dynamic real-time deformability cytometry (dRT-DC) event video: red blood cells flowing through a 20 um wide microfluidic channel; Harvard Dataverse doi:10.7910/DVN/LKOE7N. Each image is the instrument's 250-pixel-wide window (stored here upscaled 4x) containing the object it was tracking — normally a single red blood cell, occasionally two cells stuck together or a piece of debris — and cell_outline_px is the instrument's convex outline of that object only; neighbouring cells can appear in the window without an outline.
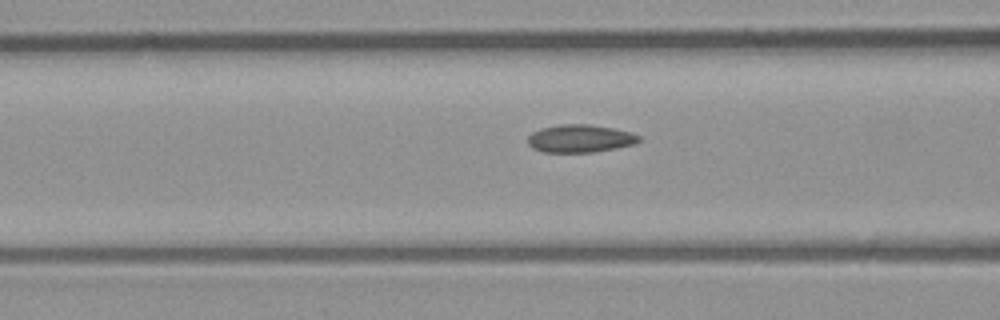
{"species": "common noctule bat (a hibernating species)", "species_latin": "Nyctalus noctula", "temperature_condition": "room temperature", "stored_images_in_passage": 30, "camera_frame_rate_fps": 3000, "um_per_image_px": 0.085, "animal": {"sex": "male", "body_mass_g": 23.1, "forearm_length_mm": 52.7}, "frame": {"image": 1, "passage_image": 10, "time_ms": 3.0, "image_size_px": [1000, 320], "cell_outline_px": [[640, 140], [632, 144], [616, 148], [592, 152], [544, 152], [532, 148], [528, 144], [528, 136], [532, 132], [540, 128], [560, 124], [588, 124], [612, 128], [632, 132], [640, 136]], "centroid_in_image_um": [49.28, 11.77], "position_along_channel_um": 117.3, "area_um2": 17.98}}
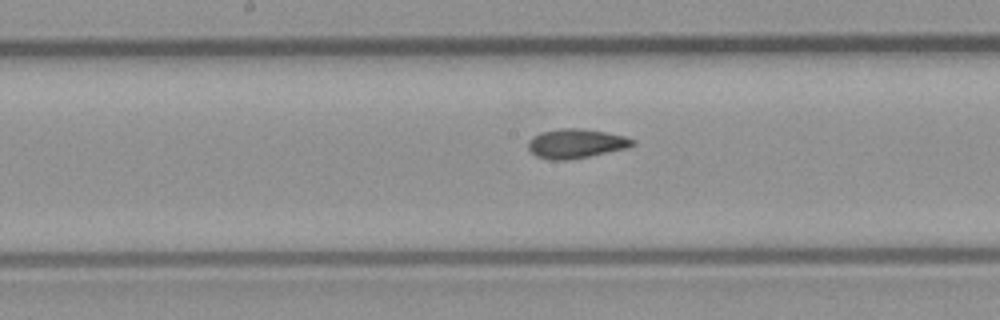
{"frame": {"image": 2, "passage_image": 16, "time_ms": 5.0, "image_size_px": [1000, 320], "cell_outline_px": [[636, 144], [628, 148], [568, 160], [548, 160], [536, 156], [528, 148], [528, 140], [532, 136], [540, 132], [560, 128], [580, 128], [604, 132], [624, 136], [636, 140]], "centroid_in_image_um": [48.94, 12.2], "position_along_channel_um": 199.3, "area_um2": 17.92}}
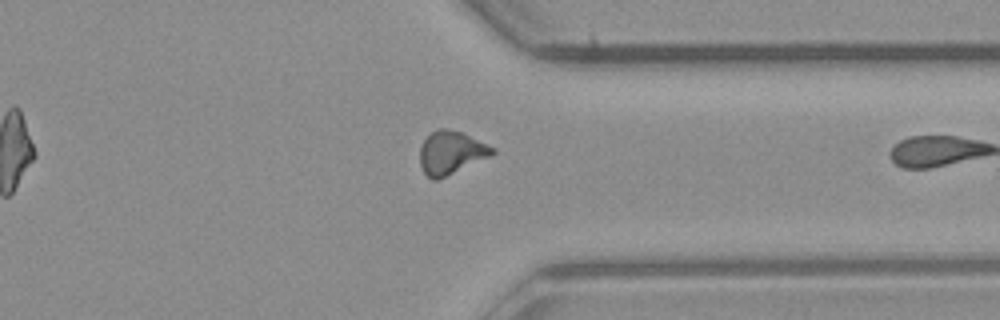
{"frame": {"image": 3, "passage_image": 29, "time_ms": 9.333, "image_size_px": [1000, 320], "cell_outline_px": [[496, 152], [488, 156], [436, 180], [432, 180], [424, 172], [420, 164], [420, 148], [424, 140], [432, 132], [440, 128], [448, 128], [460, 132], [496, 148]], "centroid_in_image_um": [38.31, 12.96], "position_along_channel_um": 373.1, "area_um2": 17.63}}